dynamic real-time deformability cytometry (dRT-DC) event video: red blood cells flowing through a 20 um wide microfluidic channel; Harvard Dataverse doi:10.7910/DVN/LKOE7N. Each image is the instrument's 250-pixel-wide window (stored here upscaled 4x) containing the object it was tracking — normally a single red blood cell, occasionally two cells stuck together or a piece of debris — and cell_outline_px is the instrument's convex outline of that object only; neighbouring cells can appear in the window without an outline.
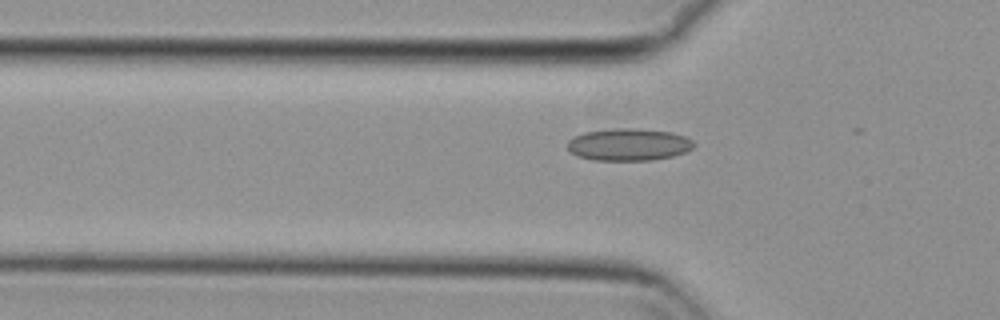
{"species": "common noctule bat (a hibernating species)", "species_latin": "Nyctalus noctula", "temperature_condition": "cold", "stored_images_in_passage": 4, "camera_frame_rate_fps": 3000, "um_per_image_px": 0.085, "animal": {"sex": "female", "body_mass_g": 29.2, "forearm_length_mm": 56.3}, "frame": {"image": 1, "passage_image": 3, "time_ms": 0.667, "image_size_px": [1000, 320], "cell_outline_px": [[696, 144], [692, 148], [684, 152], [672, 156], [652, 160], [592, 160], [576, 156], [568, 148], [568, 140], [584, 132], [616, 128], [640, 128], [672, 132], [684, 136], [692, 140]], "centroid_in_image_um": [53.44, 12.28], "position_along_channel_um": 72.4, "area_um2": 23.76}}